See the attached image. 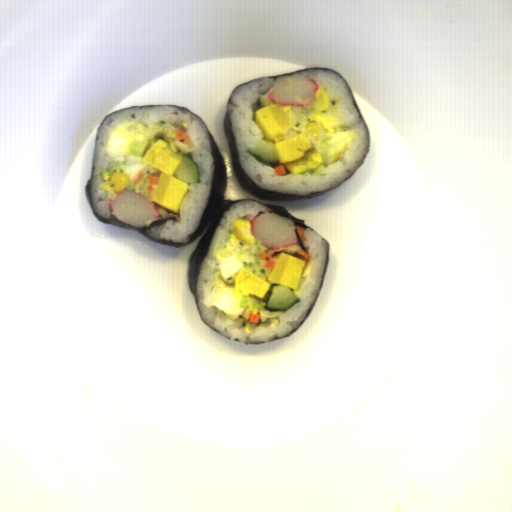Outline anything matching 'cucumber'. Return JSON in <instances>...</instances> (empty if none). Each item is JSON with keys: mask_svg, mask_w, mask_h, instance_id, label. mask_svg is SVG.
I'll use <instances>...</instances> for the list:
<instances>
[{"mask_svg": "<svg viewBox=\"0 0 512 512\" xmlns=\"http://www.w3.org/2000/svg\"><path fill=\"white\" fill-rule=\"evenodd\" d=\"M301 302L293 289L280 284H273L270 289L267 305L264 310L287 312L297 303Z\"/></svg>", "mask_w": 512, "mask_h": 512, "instance_id": "8b760119", "label": "cucumber"}, {"mask_svg": "<svg viewBox=\"0 0 512 512\" xmlns=\"http://www.w3.org/2000/svg\"><path fill=\"white\" fill-rule=\"evenodd\" d=\"M172 176L185 181L189 186L201 183L198 163L188 154L182 153L181 162Z\"/></svg>", "mask_w": 512, "mask_h": 512, "instance_id": "586b57bf", "label": "cucumber"}, {"mask_svg": "<svg viewBox=\"0 0 512 512\" xmlns=\"http://www.w3.org/2000/svg\"><path fill=\"white\" fill-rule=\"evenodd\" d=\"M252 155V157L259 162L267 165L281 164L275 151L274 144L268 140H261L257 145L250 151H246Z\"/></svg>", "mask_w": 512, "mask_h": 512, "instance_id": "888e309b", "label": "cucumber"}, {"mask_svg": "<svg viewBox=\"0 0 512 512\" xmlns=\"http://www.w3.org/2000/svg\"><path fill=\"white\" fill-rule=\"evenodd\" d=\"M150 137H145L143 140H134L129 148V154L136 157H142L149 145Z\"/></svg>", "mask_w": 512, "mask_h": 512, "instance_id": "2a18db57", "label": "cucumber"}]
</instances>
